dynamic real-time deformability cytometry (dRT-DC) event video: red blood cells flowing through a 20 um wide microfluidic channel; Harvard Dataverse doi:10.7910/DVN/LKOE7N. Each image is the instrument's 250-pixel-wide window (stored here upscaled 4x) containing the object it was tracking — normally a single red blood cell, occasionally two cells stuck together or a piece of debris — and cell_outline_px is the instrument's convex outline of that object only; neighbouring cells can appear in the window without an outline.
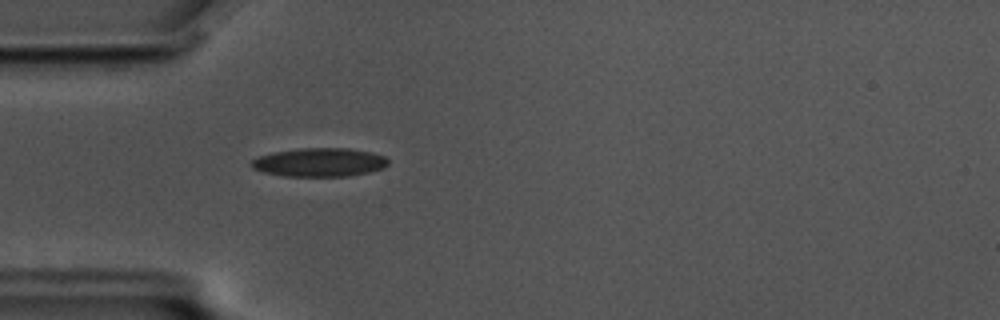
{"species": "common noctule bat (a hibernating species)", "species_latin": "Nyctalus noctula", "temperature_condition": "cold", "stored_images_in_passage": 57, "camera_frame_rate_fps": 3000, "um_per_image_px": 0.085, "animal": {"sex": "male", "body_mass_g": 17.5, "forearm_length_mm": 52.3}, "frame": {"image": 1, "passage_image": 16, "time_ms": 5.0, "image_size_px": [1000, 320], "cell_outline_px": [[388, 164], [384, 168], [368, 172], [348, 176], [284, 176], [264, 172], [252, 168], [252, 160], [260, 156], [272, 152], [300, 148], [348, 148], [372, 152], [384, 156], [388, 160]], "centroid_in_image_um": [27.17, 13.79], "position_along_channel_um": 57.8, "area_um2": 22.77}}
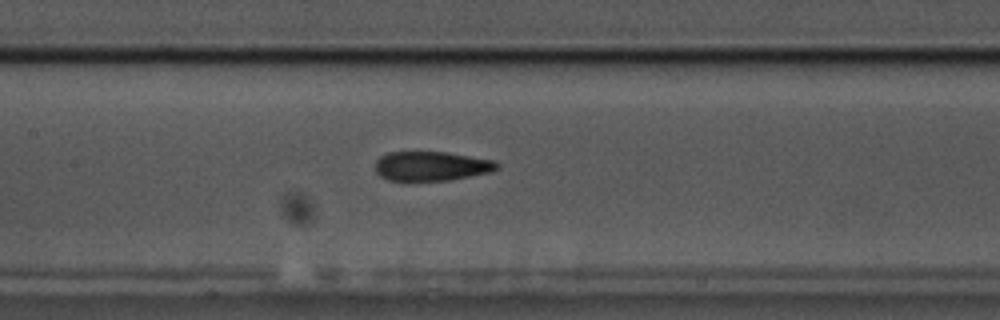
{"frame": {"image": 2, "passage_image": 26, "time_ms": 8.333, "image_size_px": [1000, 320], "cell_outline_px": [[500, 168], [492, 172], [448, 180], [388, 180], [380, 176], [376, 172], [376, 160], [380, 156], [388, 152], [448, 152], [496, 160], [500, 164]], "centroid_in_image_um": [36.72, 14.1], "position_along_channel_um": 170.7, "area_um2": 20.98}}
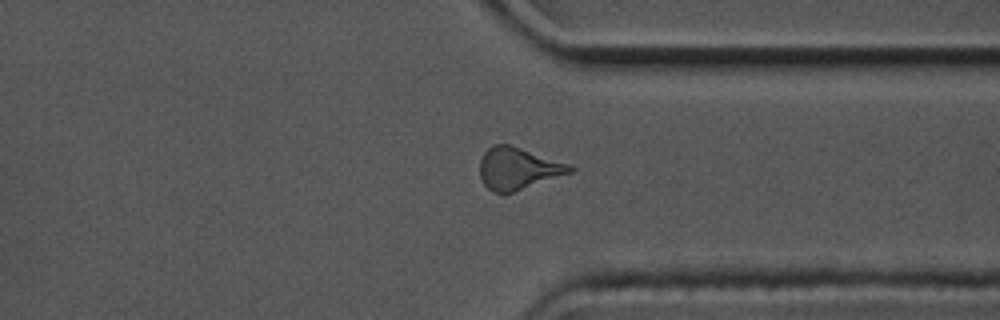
{"frame": {"image": 3, "passage_image": 43, "time_ms": 14.0, "image_size_px": [1000, 320], "cell_outline_px": [[576, 168], [572, 172], [512, 192], [492, 192], [484, 184], [480, 176], [480, 160], [484, 152], [488, 148], [496, 144], [508, 144], [572, 164]], "centroid_in_image_um": [44.05, 14.3], "position_along_channel_um": 367.4, "area_um2": 21.85}, "authors_computed_cell_mechanics": {"area_um2": 21.6172, "velocity_mm_per_s": 3.484, "shape_relaxation_time_tau1_ms": 6.3373, "shape_relaxation_time_tau2_ms": 2.4662, "deformation_change_tau1": 0.1594, "deformation_change_tau2": 0.0967}}